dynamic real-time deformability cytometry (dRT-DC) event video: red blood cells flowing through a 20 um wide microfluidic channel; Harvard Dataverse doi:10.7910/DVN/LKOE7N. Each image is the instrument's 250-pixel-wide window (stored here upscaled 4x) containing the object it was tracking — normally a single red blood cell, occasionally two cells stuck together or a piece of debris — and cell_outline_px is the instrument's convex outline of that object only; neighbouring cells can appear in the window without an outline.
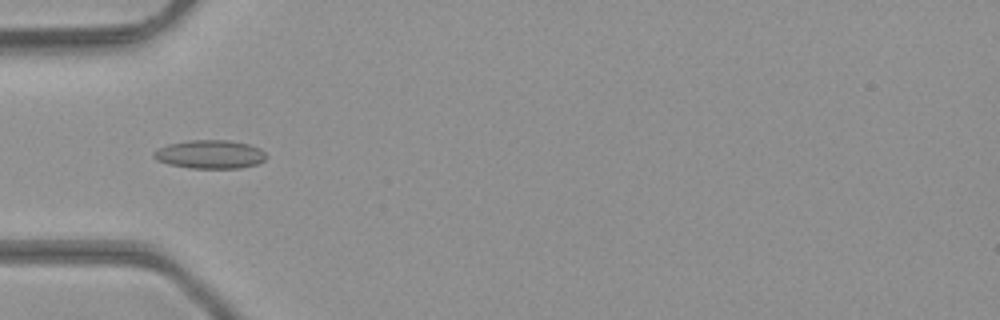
{"species": "common noctule bat (a hibernating species)", "species_latin": "Nyctalus noctula", "temperature_condition": "room temperature", "stored_images_in_passage": 36, "camera_frame_rate_fps": 3000, "um_per_image_px": 0.085, "animal": {"sex": "male", "body_mass_g": 23.1, "forearm_length_mm": 52.7}, "frame": {"image": 1, "passage_image": 4, "time_ms": 1.0, "image_size_px": [1000, 320], "cell_outline_px": [[268, 156], [264, 160], [256, 164], [240, 168], [188, 168], [168, 164], [156, 160], [152, 156], [152, 152], [168, 144], [188, 140], [228, 140], [248, 144], [260, 148]], "centroid_in_image_um": [17.83, 13.12], "position_along_channel_um": 67.2, "area_um2": 18.79}}
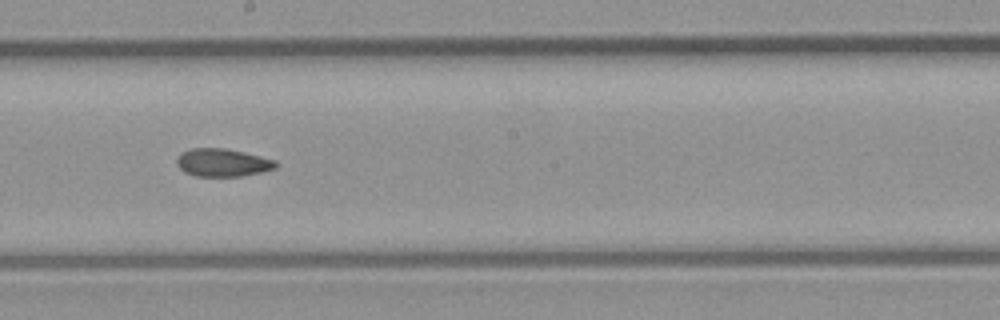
{"frame": {"image": 2, "passage_image": 15, "time_ms": 4.667, "image_size_px": [1000, 320], "cell_outline_px": [[276, 168], [260, 172], [240, 176], [196, 176], [184, 172], [176, 164], [176, 160], [180, 152], [192, 148], [224, 148], [244, 152], [276, 160]], "centroid_in_image_um": [18.88, 13.81], "position_along_channel_um": 229.3, "area_um2": 16.07}}
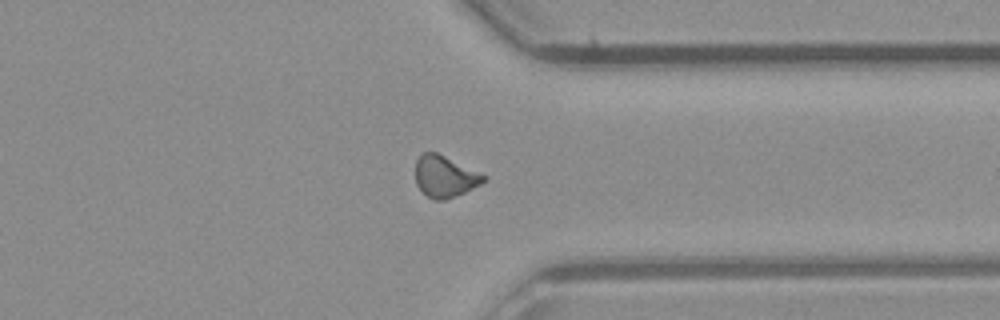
{"frame": {"image": 3, "passage_image": 25, "time_ms": 8.0, "image_size_px": [1000, 320], "cell_outline_px": [[488, 180], [464, 192], [444, 200], [432, 200], [416, 184], [416, 160], [424, 152], [436, 152], [488, 176]], "centroid_in_image_um": [37.83, 15.0], "position_along_channel_um": 373.6, "area_um2": 16.3}, "authors_computed_cell_mechanics": {"area_um2": 16.2996, "velocity_mm_per_s": 4.4064, "shape_relaxation_time_tau1_ms": null, "shape_relaxation_time_tau2_ms": 3.4278, "deformation_change_tau1": null, "deformation_change_tau2": 0.0886}}